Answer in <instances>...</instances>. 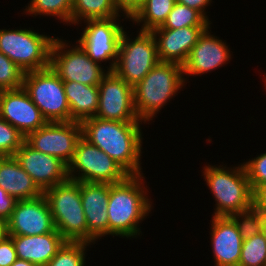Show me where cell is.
<instances>
[{"label": "cell", "instance_id": "cell-15", "mask_svg": "<svg viewBox=\"0 0 266 266\" xmlns=\"http://www.w3.org/2000/svg\"><path fill=\"white\" fill-rule=\"evenodd\" d=\"M14 157L43 192L69 179L66 163L55 156L33 149L26 142L16 151Z\"/></svg>", "mask_w": 266, "mask_h": 266}, {"label": "cell", "instance_id": "cell-16", "mask_svg": "<svg viewBox=\"0 0 266 266\" xmlns=\"http://www.w3.org/2000/svg\"><path fill=\"white\" fill-rule=\"evenodd\" d=\"M0 117L18 129L25 137L47 123L23 87L2 91Z\"/></svg>", "mask_w": 266, "mask_h": 266}, {"label": "cell", "instance_id": "cell-5", "mask_svg": "<svg viewBox=\"0 0 266 266\" xmlns=\"http://www.w3.org/2000/svg\"><path fill=\"white\" fill-rule=\"evenodd\" d=\"M55 229L66 241L87 242L88 226L81 202L80 182L71 179L43 192Z\"/></svg>", "mask_w": 266, "mask_h": 266}, {"label": "cell", "instance_id": "cell-39", "mask_svg": "<svg viewBox=\"0 0 266 266\" xmlns=\"http://www.w3.org/2000/svg\"><path fill=\"white\" fill-rule=\"evenodd\" d=\"M11 266H36V265L29 261L17 258L16 261Z\"/></svg>", "mask_w": 266, "mask_h": 266}, {"label": "cell", "instance_id": "cell-30", "mask_svg": "<svg viewBox=\"0 0 266 266\" xmlns=\"http://www.w3.org/2000/svg\"><path fill=\"white\" fill-rule=\"evenodd\" d=\"M241 234L243 240L250 239L260 234L263 230V216L253 207L245 212L233 214L230 216Z\"/></svg>", "mask_w": 266, "mask_h": 266}, {"label": "cell", "instance_id": "cell-17", "mask_svg": "<svg viewBox=\"0 0 266 266\" xmlns=\"http://www.w3.org/2000/svg\"><path fill=\"white\" fill-rule=\"evenodd\" d=\"M208 26L191 49L186 63L183 65V76H198L216 70L231 60L230 48L226 42L211 34Z\"/></svg>", "mask_w": 266, "mask_h": 266}, {"label": "cell", "instance_id": "cell-36", "mask_svg": "<svg viewBox=\"0 0 266 266\" xmlns=\"http://www.w3.org/2000/svg\"><path fill=\"white\" fill-rule=\"evenodd\" d=\"M146 0H113L115 7L120 13L131 17Z\"/></svg>", "mask_w": 266, "mask_h": 266}, {"label": "cell", "instance_id": "cell-4", "mask_svg": "<svg viewBox=\"0 0 266 266\" xmlns=\"http://www.w3.org/2000/svg\"><path fill=\"white\" fill-rule=\"evenodd\" d=\"M202 176L215 199L212 216H231L252 208V189L243 163L232 167L209 165Z\"/></svg>", "mask_w": 266, "mask_h": 266}, {"label": "cell", "instance_id": "cell-2", "mask_svg": "<svg viewBox=\"0 0 266 266\" xmlns=\"http://www.w3.org/2000/svg\"><path fill=\"white\" fill-rule=\"evenodd\" d=\"M144 178L143 174L129 175L122 182L110 184L108 235L132 239L142 234L140 223L153 208Z\"/></svg>", "mask_w": 266, "mask_h": 266}, {"label": "cell", "instance_id": "cell-27", "mask_svg": "<svg viewBox=\"0 0 266 266\" xmlns=\"http://www.w3.org/2000/svg\"><path fill=\"white\" fill-rule=\"evenodd\" d=\"M211 23L196 9L175 3L163 25L158 28L208 27Z\"/></svg>", "mask_w": 266, "mask_h": 266}, {"label": "cell", "instance_id": "cell-31", "mask_svg": "<svg viewBox=\"0 0 266 266\" xmlns=\"http://www.w3.org/2000/svg\"><path fill=\"white\" fill-rule=\"evenodd\" d=\"M25 72L7 56L0 52V90L23 87Z\"/></svg>", "mask_w": 266, "mask_h": 266}, {"label": "cell", "instance_id": "cell-3", "mask_svg": "<svg viewBox=\"0 0 266 266\" xmlns=\"http://www.w3.org/2000/svg\"><path fill=\"white\" fill-rule=\"evenodd\" d=\"M186 81L188 80L183 76V66L159 61L133 86L134 108L139 121L144 124L153 121L162 107L185 87Z\"/></svg>", "mask_w": 266, "mask_h": 266}, {"label": "cell", "instance_id": "cell-38", "mask_svg": "<svg viewBox=\"0 0 266 266\" xmlns=\"http://www.w3.org/2000/svg\"><path fill=\"white\" fill-rule=\"evenodd\" d=\"M176 2L196 9L212 24L206 13V8L207 6L211 5L212 0H176Z\"/></svg>", "mask_w": 266, "mask_h": 266}, {"label": "cell", "instance_id": "cell-26", "mask_svg": "<svg viewBox=\"0 0 266 266\" xmlns=\"http://www.w3.org/2000/svg\"><path fill=\"white\" fill-rule=\"evenodd\" d=\"M25 7L23 13L29 16H55L60 23L71 25L73 0H31Z\"/></svg>", "mask_w": 266, "mask_h": 266}, {"label": "cell", "instance_id": "cell-37", "mask_svg": "<svg viewBox=\"0 0 266 266\" xmlns=\"http://www.w3.org/2000/svg\"><path fill=\"white\" fill-rule=\"evenodd\" d=\"M252 207L259 212H266V183L258 185L253 190Z\"/></svg>", "mask_w": 266, "mask_h": 266}, {"label": "cell", "instance_id": "cell-20", "mask_svg": "<svg viewBox=\"0 0 266 266\" xmlns=\"http://www.w3.org/2000/svg\"><path fill=\"white\" fill-rule=\"evenodd\" d=\"M210 239L214 266H238L243 238L229 216H212Z\"/></svg>", "mask_w": 266, "mask_h": 266}, {"label": "cell", "instance_id": "cell-8", "mask_svg": "<svg viewBox=\"0 0 266 266\" xmlns=\"http://www.w3.org/2000/svg\"><path fill=\"white\" fill-rule=\"evenodd\" d=\"M159 61L156 41L151 32L140 30L132 39L124 30L113 72L127 84L135 86Z\"/></svg>", "mask_w": 266, "mask_h": 266}, {"label": "cell", "instance_id": "cell-10", "mask_svg": "<svg viewBox=\"0 0 266 266\" xmlns=\"http://www.w3.org/2000/svg\"><path fill=\"white\" fill-rule=\"evenodd\" d=\"M54 38L50 51V67L62 81H75L85 85H99L109 72L101 64L91 60L87 53L77 45ZM71 47V48H70Z\"/></svg>", "mask_w": 266, "mask_h": 266}, {"label": "cell", "instance_id": "cell-22", "mask_svg": "<svg viewBox=\"0 0 266 266\" xmlns=\"http://www.w3.org/2000/svg\"><path fill=\"white\" fill-rule=\"evenodd\" d=\"M0 186L16 200L38 198L43 191L14 156L0 157Z\"/></svg>", "mask_w": 266, "mask_h": 266}, {"label": "cell", "instance_id": "cell-35", "mask_svg": "<svg viewBox=\"0 0 266 266\" xmlns=\"http://www.w3.org/2000/svg\"><path fill=\"white\" fill-rule=\"evenodd\" d=\"M16 202L17 200L0 186V218L2 220L6 221L10 217Z\"/></svg>", "mask_w": 266, "mask_h": 266}, {"label": "cell", "instance_id": "cell-13", "mask_svg": "<svg viewBox=\"0 0 266 266\" xmlns=\"http://www.w3.org/2000/svg\"><path fill=\"white\" fill-rule=\"evenodd\" d=\"M98 88L99 102L95 117L110 121L141 122L134 108L133 86L109 71Z\"/></svg>", "mask_w": 266, "mask_h": 266}, {"label": "cell", "instance_id": "cell-14", "mask_svg": "<svg viewBox=\"0 0 266 266\" xmlns=\"http://www.w3.org/2000/svg\"><path fill=\"white\" fill-rule=\"evenodd\" d=\"M5 225L7 235H43L55 230L50 207L44 195L17 200Z\"/></svg>", "mask_w": 266, "mask_h": 266}, {"label": "cell", "instance_id": "cell-24", "mask_svg": "<svg viewBox=\"0 0 266 266\" xmlns=\"http://www.w3.org/2000/svg\"><path fill=\"white\" fill-rule=\"evenodd\" d=\"M175 3L176 0H146L129 19L133 24H142L141 31L151 32L163 25Z\"/></svg>", "mask_w": 266, "mask_h": 266}, {"label": "cell", "instance_id": "cell-11", "mask_svg": "<svg viewBox=\"0 0 266 266\" xmlns=\"http://www.w3.org/2000/svg\"><path fill=\"white\" fill-rule=\"evenodd\" d=\"M120 17L110 19L86 20L85 28L77 44L87 53L89 58L99 64L109 62L108 71H113L119 52V44L124 31Z\"/></svg>", "mask_w": 266, "mask_h": 266}, {"label": "cell", "instance_id": "cell-40", "mask_svg": "<svg viewBox=\"0 0 266 266\" xmlns=\"http://www.w3.org/2000/svg\"><path fill=\"white\" fill-rule=\"evenodd\" d=\"M6 235V225L5 221L0 218V239Z\"/></svg>", "mask_w": 266, "mask_h": 266}, {"label": "cell", "instance_id": "cell-34", "mask_svg": "<svg viewBox=\"0 0 266 266\" xmlns=\"http://www.w3.org/2000/svg\"><path fill=\"white\" fill-rule=\"evenodd\" d=\"M17 259L12 237L4 235L0 239V266H11Z\"/></svg>", "mask_w": 266, "mask_h": 266}, {"label": "cell", "instance_id": "cell-9", "mask_svg": "<svg viewBox=\"0 0 266 266\" xmlns=\"http://www.w3.org/2000/svg\"><path fill=\"white\" fill-rule=\"evenodd\" d=\"M78 175V176H77ZM129 174L105 152L81 137L68 164V177L79 182L115 184Z\"/></svg>", "mask_w": 266, "mask_h": 266}, {"label": "cell", "instance_id": "cell-7", "mask_svg": "<svg viewBox=\"0 0 266 266\" xmlns=\"http://www.w3.org/2000/svg\"><path fill=\"white\" fill-rule=\"evenodd\" d=\"M23 88L47 122L71 121L63 81L51 67L25 73Z\"/></svg>", "mask_w": 266, "mask_h": 266}, {"label": "cell", "instance_id": "cell-41", "mask_svg": "<svg viewBox=\"0 0 266 266\" xmlns=\"http://www.w3.org/2000/svg\"><path fill=\"white\" fill-rule=\"evenodd\" d=\"M262 213L263 216V230L262 232L264 233L265 237H266V212H260Z\"/></svg>", "mask_w": 266, "mask_h": 266}, {"label": "cell", "instance_id": "cell-28", "mask_svg": "<svg viewBox=\"0 0 266 266\" xmlns=\"http://www.w3.org/2000/svg\"><path fill=\"white\" fill-rule=\"evenodd\" d=\"M87 242L66 241L46 266H85Z\"/></svg>", "mask_w": 266, "mask_h": 266}, {"label": "cell", "instance_id": "cell-6", "mask_svg": "<svg viewBox=\"0 0 266 266\" xmlns=\"http://www.w3.org/2000/svg\"><path fill=\"white\" fill-rule=\"evenodd\" d=\"M54 38L31 28L0 29V52L25 73L43 70L50 67V51Z\"/></svg>", "mask_w": 266, "mask_h": 266}, {"label": "cell", "instance_id": "cell-23", "mask_svg": "<svg viewBox=\"0 0 266 266\" xmlns=\"http://www.w3.org/2000/svg\"><path fill=\"white\" fill-rule=\"evenodd\" d=\"M63 85L71 121L82 122L96 116L99 102L98 85H85L75 81H63Z\"/></svg>", "mask_w": 266, "mask_h": 266}, {"label": "cell", "instance_id": "cell-25", "mask_svg": "<svg viewBox=\"0 0 266 266\" xmlns=\"http://www.w3.org/2000/svg\"><path fill=\"white\" fill-rule=\"evenodd\" d=\"M124 16L115 7L113 0H73L71 24L78 25L82 21L110 19Z\"/></svg>", "mask_w": 266, "mask_h": 266}, {"label": "cell", "instance_id": "cell-1", "mask_svg": "<svg viewBox=\"0 0 266 266\" xmlns=\"http://www.w3.org/2000/svg\"><path fill=\"white\" fill-rule=\"evenodd\" d=\"M142 122H120L90 117L81 122L82 137L96 146L129 175H141Z\"/></svg>", "mask_w": 266, "mask_h": 266}, {"label": "cell", "instance_id": "cell-29", "mask_svg": "<svg viewBox=\"0 0 266 266\" xmlns=\"http://www.w3.org/2000/svg\"><path fill=\"white\" fill-rule=\"evenodd\" d=\"M238 266H266V237L263 232L243 240Z\"/></svg>", "mask_w": 266, "mask_h": 266}, {"label": "cell", "instance_id": "cell-18", "mask_svg": "<svg viewBox=\"0 0 266 266\" xmlns=\"http://www.w3.org/2000/svg\"><path fill=\"white\" fill-rule=\"evenodd\" d=\"M81 202L88 226V243L108 235V200L110 184L80 182Z\"/></svg>", "mask_w": 266, "mask_h": 266}, {"label": "cell", "instance_id": "cell-19", "mask_svg": "<svg viewBox=\"0 0 266 266\" xmlns=\"http://www.w3.org/2000/svg\"><path fill=\"white\" fill-rule=\"evenodd\" d=\"M207 27H183L179 29L156 28L151 31L157 45L158 58L162 62L183 66L198 38Z\"/></svg>", "mask_w": 266, "mask_h": 266}, {"label": "cell", "instance_id": "cell-33", "mask_svg": "<svg viewBox=\"0 0 266 266\" xmlns=\"http://www.w3.org/2000/svg\"><path fill=\"white\" fill-rule=\"evenodd\" d=\"M252 191L266 183V152L243 162Z\"/></svg>", "mask_w": 266, "mask_h": 266}, {"label": "cell", "instance_id": "cell-32", "mask_svg": "<svg viewBox=\"0 0 266 266\" xmlns=\"http://www.w3.org/2000/svg\"><path fill=\"white\" fill-rule=\"evenodd\" d=\"M25 142V136L0 117V157L14 156Z\"/></svg>", "mask_w": 266, "mask_h": 266}, {"label": "cell", "instance_id": "cell-21", "mask_svg": "<svg viewBox=\"0 0 266 266\" xmlns=\"http://www.w3.org/2000/svg\"><path fill=\"white\" fill-rule=\"evenodd\" d=\"M12 237L17 258L36 266H46L66 240L55 229L43 235H9Z\"/></svg>", "mask_w": 266, "mask_h": 266}, {"label": "cell", "instance_id": "cell-12", "mask_svg": "<svg viewBox=\"0 0 266 266\" xmlns=\"http://www.w3.org/2000/svg\"><path fill=\"white\" fill-rule=\"evenodd\" d=\"M82 137L81 122H47L25 137L33 149L55 156L67 165L71 162L77 141Z\"/></svg>", "mask_w": 266, "mask_h": 266}]
</instances>
